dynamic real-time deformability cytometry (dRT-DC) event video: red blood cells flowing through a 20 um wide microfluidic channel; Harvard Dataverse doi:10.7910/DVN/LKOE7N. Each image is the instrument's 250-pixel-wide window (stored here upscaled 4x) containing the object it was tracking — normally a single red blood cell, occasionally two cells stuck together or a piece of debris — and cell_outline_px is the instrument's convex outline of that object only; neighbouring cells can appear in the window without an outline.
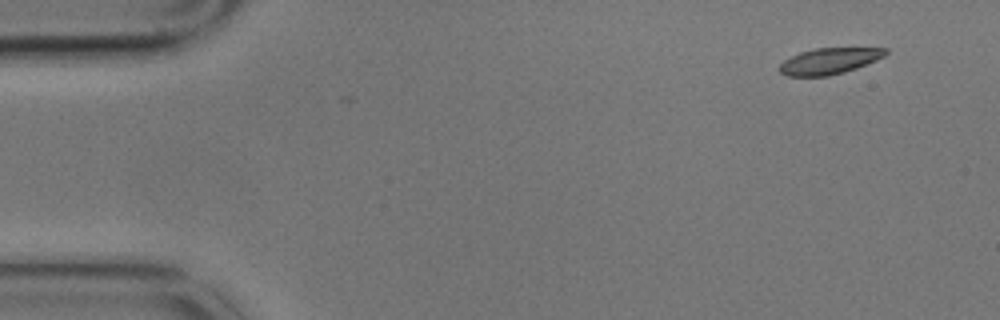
{"species": "common noctule bat (a hibernating species)", "species_latin": "Nyctalus noctula", "temperature_condition": "cold", "stored_images_in_passage": 9, "camera_frame_rate_fps": 3000, "um_per_image_px": 0.085, "animal": {"sex": "male", "body_mass_g": 17.9}, "frame": {"image": 1, "passage_image": 1, "time_ms": 0.0, "image_size_px": [1000, 320], "cell_outline_px": [[888, 52], [884, 56], [876, 60], [856, 68], [844, 72], [828, 76], [788, 76], [780, 72], [780, 64], [784, 60], [800, 52], [816, 48], [888, 48]], "centroid_in_image_um": [70.49, 5.19], "position_along_channel_um": 14.5, "area_um2": 16.01}}
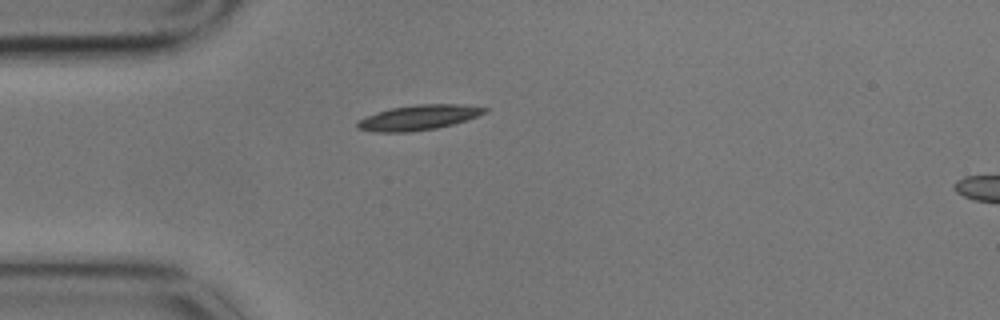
{"frame": {"image": 2, "passage_image": 4, "time_ms": 1.0, "image_size_px": [1000, 320], "cell_outline_px": [[488, 112], [452, 124], [436, 128], [408, 132], [376, 132], [356, 128], [356, 124], [360, 120], [368, 116], [392, 108], [416, 104], [460, 104], [488, 108]], "centroid_in_image_um": [35.6, 9.99], "position_along_channel_um": 49.4, "area_um2": 18.21}}
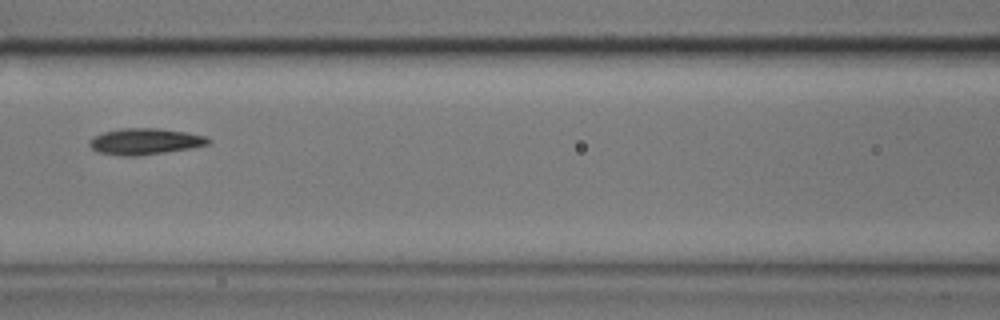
{"frame": {"image": 3, "passage_image": 7, "time_ms": 2.0, "image_size_px": [1000, 320], "cell_outline_px": [[212, 144], [192, 148], [140, 156], [120, 156], [96, 152], [88, 144], [88, 140], [92, 136], [104, 132], [120, 128], [160, 128], [184, 132], [204, 136], [212, 140]], "centroid_in_image_um": [12.3, 12.03], "position_along_channel_um": 154.3, "area_um2": 18.5}}